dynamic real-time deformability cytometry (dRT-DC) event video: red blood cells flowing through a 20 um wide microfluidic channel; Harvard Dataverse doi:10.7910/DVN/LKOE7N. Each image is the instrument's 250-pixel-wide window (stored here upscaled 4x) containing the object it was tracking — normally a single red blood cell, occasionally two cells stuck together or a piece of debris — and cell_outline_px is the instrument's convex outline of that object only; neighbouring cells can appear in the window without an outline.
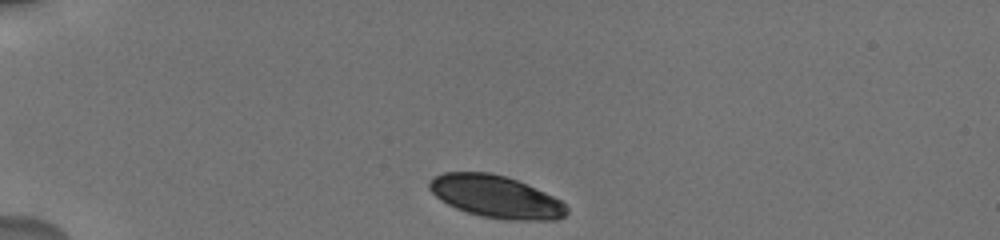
{"species": "human", "species_latin": "Homo sapiens", "temperature_condition": "cold", "stored_images_in_passage": 7, "camera_frame_rate_fps": 3000, "um_per_image_px": 0.085, "donor": {"sex": "male"}, "frame": {"image": 1, "passage_image": 1, "time_ms": 0.0, "image_size_px": [1000, 240], "cell_outline_px": [[568, 212], [564, 216], [556, 220], [508, 220], [480, 216], [456, 208], [440, 200], [428, 188], [428, 180], [432, 176], [444, 172], [488, 172], [504, 176], [516, 180], [544, 192], [560, 200], [568, 208]], "centroid_in_image_um": [42.11, 16.72], "position_along_channel_um": 42.9, "area_um2": 33.81}}
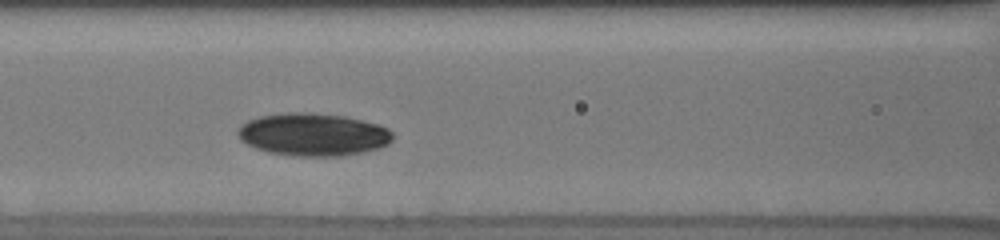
{"frame": {"image": 2, "passage_image": 6, "time_ms": 4.0, "image_size_px": [1000, 240], "cell_outline_px": [[392, 140], [388, 144], [364, 152], [340, 156], [296, 156], [268, 152], [256, 148], [240, 140], [236, 132], [240, 124], [248, 120], [260, 116], [288, 112], [308, 112], [344, 116], [376, 124], [388, 128], [392, 132]], "centroid_in_image_um": [26.58, 11.43], "position_along_channel_um": 140.0, "area_um2": 38.49}}
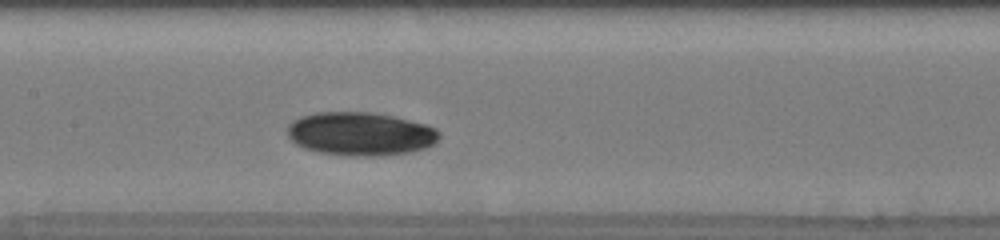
{"frame": {"image": 3, "passage_image": 7, "time_ms": 5.0, "image_size_px": [1000, 240], "cell_outline_px": [[440, 136], [436, 144], [412, 152], [384, 156], [348, 156], [320, 152], [304, 148], [296, 144], [288, 136], [288, 124], [292, 120], [316, 112], [368, 112], [392, 116], [424, 124], [436, 128], [440, 132]], "centroid_in_image_um": [30.66, 11.39], "position_along_channel_um": 176.7, "area_um2": 38.55}}